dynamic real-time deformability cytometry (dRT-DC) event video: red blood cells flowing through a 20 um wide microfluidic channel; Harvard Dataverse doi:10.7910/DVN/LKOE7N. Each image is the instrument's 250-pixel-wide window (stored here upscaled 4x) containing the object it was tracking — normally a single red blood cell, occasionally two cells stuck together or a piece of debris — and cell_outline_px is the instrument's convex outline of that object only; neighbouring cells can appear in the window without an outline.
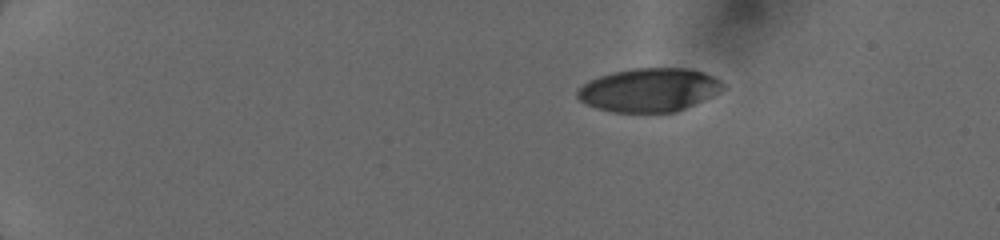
{"species": "human", "species_latin": "Homo sapiens", "temperature_condition": "cold", "stored_images_in_passage": 13, "camera_frame_rate_fps": 3000, "um_per_image_px": 0.085, "donor": {"sex": "female"}, "frame": {"image": 1, "passage_image": 1, "time_ms": 0.0, "image_size_px": [1000, 240], "cell_outline_px": [[728, 88], [704, 100], [676, 112], [612, 112], [596, 108], [580, 100], [576, 96], [576, 92], [588, 80], [612, 72], [632, 68], [692, 68], [704, 72], [720, 80]], "centroid_in_image_um": [55.21, 7.64], "position_along_channel_um": 29.8, "area_um2": 37.17}}
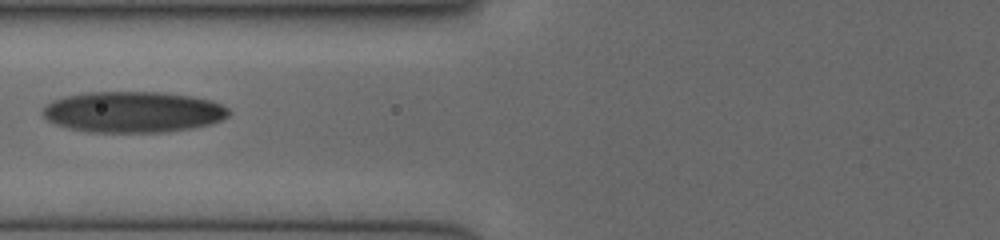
{"frame": {"image": 2, "passage_image": 8, "time_ms": 4.667, "image_size_px": [1000, 240], "cell_outline_px": [[232, 112], [228, 116], [212, 124], [168, 132], [88, 132], [68, 128], [56, 124], [48, 120], [40, 112], [52, 100], [68, 96], [88, 92], [160, 92], [192, 96], [212, 100], [228, 108]], "centroid_in_image_um": [11.33, 9.52], "position_along_channel_um": 114.5, "area_um2": 44.56}}
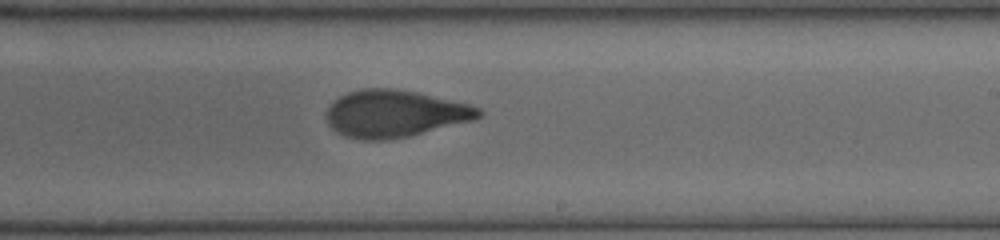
{"frame": {"image": 3, "passage_image": 13, "time_ms": 8.0, "image_size_px": [1000, 240], "cell_outline_px": [[484, 112], [476, 120], [408, 136], [384, 140], [360, 140], [344, 136], [336, 132], [328, 124], [328, 108], [340, 96], [348, 92], [360, 88], [392, 88], [416, 92], [472, 104], [480, 108]], "centroid_in_image_um": [33.6, 9.66], "position_along_channel_um": 255.4, "area_um2": 41.91}}